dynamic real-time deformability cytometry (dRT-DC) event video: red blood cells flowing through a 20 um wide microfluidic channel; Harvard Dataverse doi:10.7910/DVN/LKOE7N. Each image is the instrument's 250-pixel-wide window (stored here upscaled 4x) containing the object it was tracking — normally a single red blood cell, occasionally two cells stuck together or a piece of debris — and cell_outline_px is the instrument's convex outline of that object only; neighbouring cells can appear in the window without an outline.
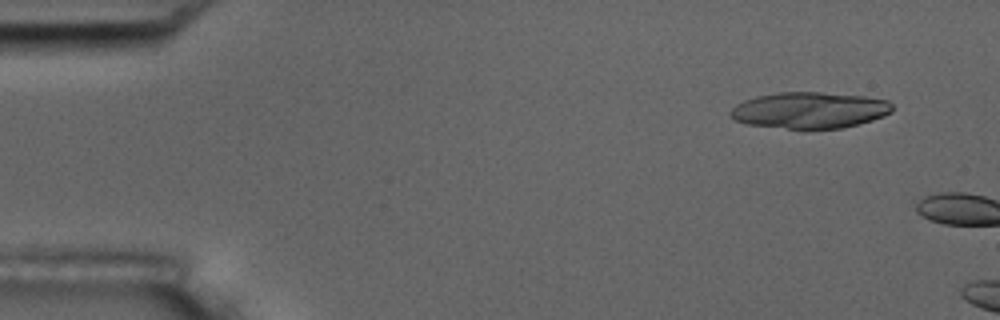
{"species": "common noctule bat (a hibernating species)", "species_latin": "Nyctalus noctula", "temperature_condition": "room temperature", "stored_images_in_passage": 2, "camera_frame_rate_fps": 3000, "um_per_image_px": 0.085, "animal": {"sex": "male", "body_mass_g": 17.5, "forearm_length_mm": 52.3}, "frame": {"image": 1, "passage_image": 1, "time_ms": 0.0, "image_size_px": [1000, 320], "cell_outline_px": [[892, 112], [884, 116], [872, 120], [840, 128], [788, 128], [748, 124], [736, 120], [728, 116], [728, 112], [736, 104], [744, 100], [756, 96], [780, 92], [820, 92], [864, 96], [888, 100], [892, 104]], "centroid_in_image_um": [68.8, 9.35], "position_along_channel_um": 16.2, "area_um2": 34.04}}